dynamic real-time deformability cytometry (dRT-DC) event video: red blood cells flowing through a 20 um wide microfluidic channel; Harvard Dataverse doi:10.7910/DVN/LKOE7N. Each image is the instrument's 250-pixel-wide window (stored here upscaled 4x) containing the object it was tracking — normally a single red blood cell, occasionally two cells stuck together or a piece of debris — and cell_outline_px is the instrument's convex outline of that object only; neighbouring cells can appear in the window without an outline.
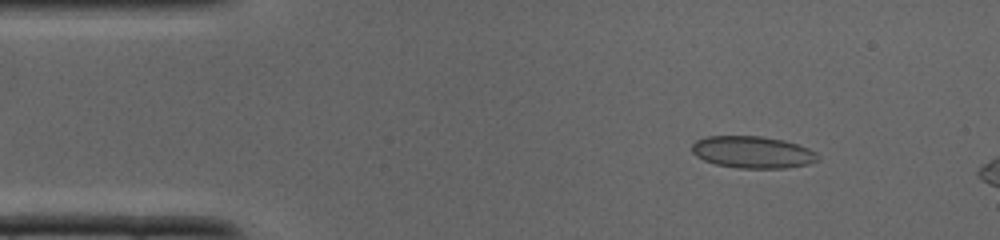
{"species": "common noctule bat (a hibernating species)", "species_latin": "Nyctalus noctula", "temperature_condition": "cold", "stored_images_in_passage": 36, "camera_frame_rate_fps": 3000, "um_per_image_px": 0.085, "animal": {"sex": "male", "body_mass_g": 19.0, "forearm_length_mm": 50.8}, "frame": {"image": 1, "passage_image": 5, "time_ms": 1.333, "image_size_px": [1000, 240], "cell_outline_px": [[820, 156], [816, 160], [808, 164], [784, 168], [736, 168], [716, 164], [704, 160], [696, 156], [692, 152], [692, 144], [696, 140], [708, 136], [760, 136], [784, 140], [808, 148], [816, 152]], "centroid_in_image_um": [63.96, 12.93], "position_along_channel_um": 21.0, "area_um2": 23.41}}
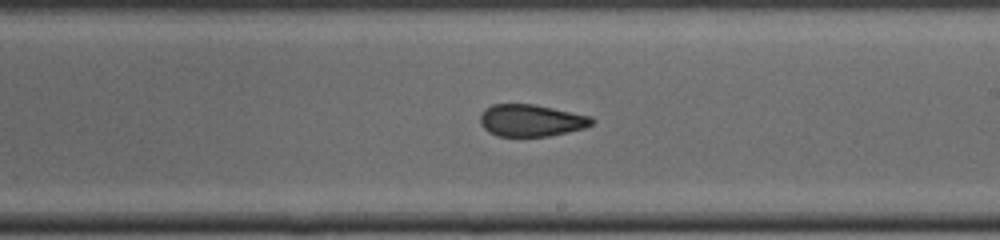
{"frame": {"image": 2, "passage_image": 21, "time_ms": 6.667, "image_size_px": [1000, 240], "cell_outline_px": [[596, 120], [592, 124], [584, 128], [568, 132], [548, 136], [500, 136], [488, 132], [480, 124], [480, 116], [484, 108], [492, 104], [532, 104], [592, 116]], "centroid_in_image_um": [45.14, 10.23], "position_along_channel_um": 243.9, "area_um2": 20.87}}
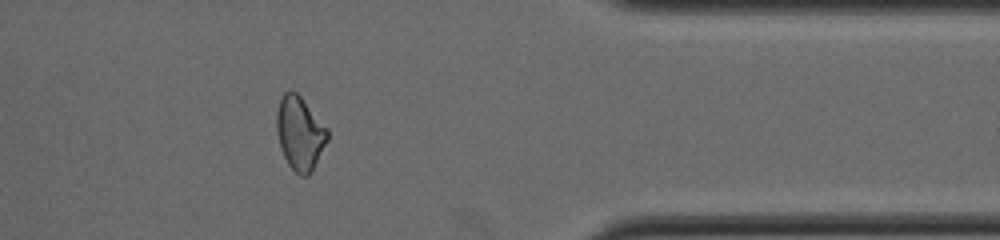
{"frame": {"image": 3, "passage_image": 30, "time_ms": 9.667, "image_size_px": [1000, 240], "cell_outline_px": [[328, 140], [312, 172], [308, 176], [300, 176], [288, 164], [280, 148], [276, 132], [276, 112], [280, 96], [284, 92], [296, 92], [300, 96], [328, 128]], "centroid_in_image_um": [25.48, 11.33], "position_along_channel_um": 385.9, "area_um2": 21.96}}